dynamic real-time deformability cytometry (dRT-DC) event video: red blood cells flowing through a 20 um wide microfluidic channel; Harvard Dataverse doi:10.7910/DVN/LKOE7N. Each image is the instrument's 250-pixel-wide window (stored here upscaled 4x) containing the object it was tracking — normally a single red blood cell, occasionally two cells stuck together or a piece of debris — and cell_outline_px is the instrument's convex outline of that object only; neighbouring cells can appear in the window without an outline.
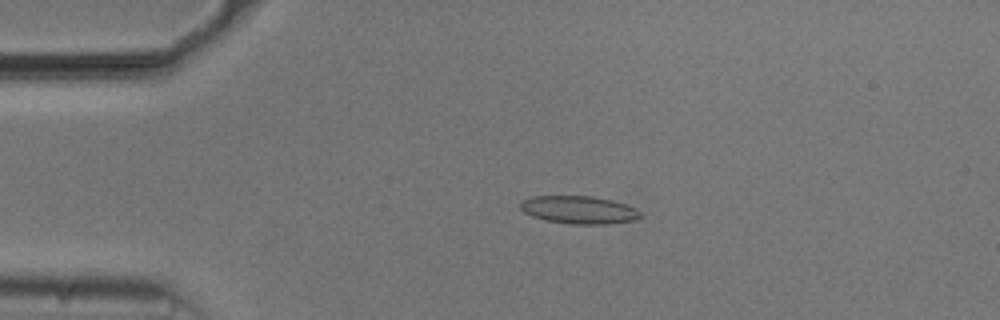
{"species": "common noctule bat (a hibernating species)", "species_latin": "Nyctalus noctula", "temperature_condition": "cold", "stored_images_in_passage": 46, "camera_frame_rate_fps": 3000, "um_per_image_px": 0.085, "animal": {"sex": "male", "body_mass_g": 20.5, "forearm_length_mm": 52.5}, "frame": {"image": 1, "passage_image": 4, "time_ms": 1.0, "image_size_px": [1000, 320], "cell_outline_px": [[644, 216], [636, 220], [608, 224], [572, 224], [544, 220], [532, 216], [524, 212], [520, 208], [520, 204], [524, 200], [532, 196], [592, 196], [612, 200], [636, 208]], "centroid_in_image_um": [49.24, 17.84], "position_along_channel_um": 35.8, "area_um2": 19.54}}
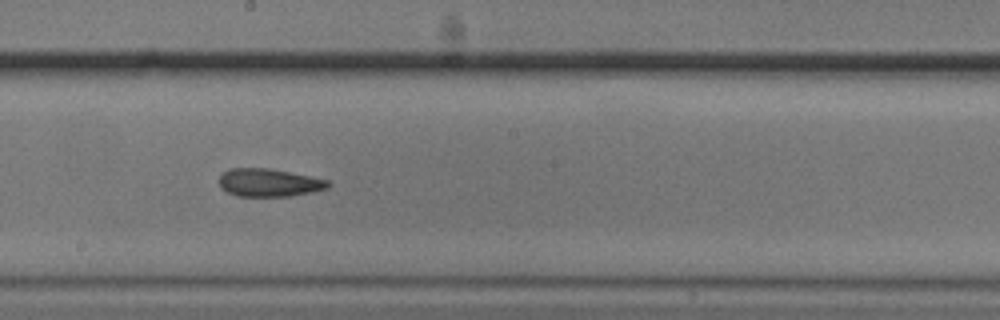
{"frame": {"image": 2, "passage_image": 22, "time_ms": 7.0, "image_size_px": [1000, 320], "cell_outline_px": [[332, 184], [328, 188], [312, 192], [288, 196], [236, 196], [220, 188], [220, 176], [228, 168], [268, 168], [328, 180]], "centroid_in_image_um": [22.85, 15.53], "position_along_channel_um": 225.3, "area_um2": 17.63}}
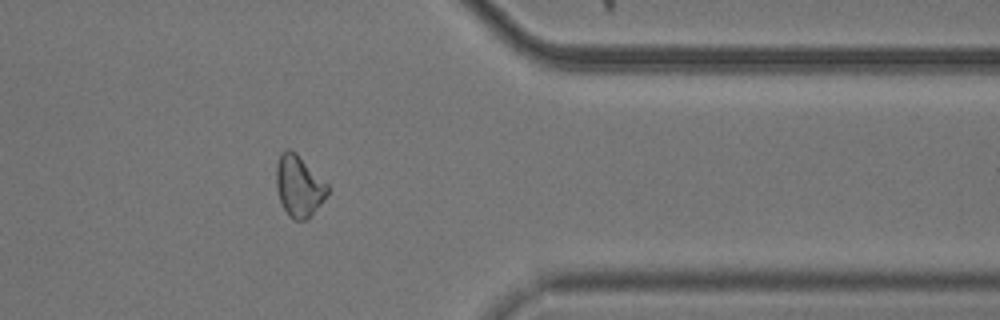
{"frame": {"image": 3, "passage_image": 36, "time_ms": 11.667, "image_size_px": [1000, 320], "cell_outline_px": [[328, 192], [312, 216], [308, 220], [292, 220], [288, 216], [280, 200], [276, 188], [276, 168], [280, 156], [288, 148], [296, 152], [328, 184]], "centroid_in_image_um": [25.41, 15.84], "position_along_channel_um": 386.0, "area_um2": 18.26}, "authors_computed_cell_mechanics": {"area_um2": 18.2359, "velocity_mm_per_s": 3.745, "shape_relaxation_time_tau1_ms": null, "shape_relaxation_time_tau2_ms": 4.2374, "deformation_change_tau1": null, "deformation_change_tau2": 0.1184}}